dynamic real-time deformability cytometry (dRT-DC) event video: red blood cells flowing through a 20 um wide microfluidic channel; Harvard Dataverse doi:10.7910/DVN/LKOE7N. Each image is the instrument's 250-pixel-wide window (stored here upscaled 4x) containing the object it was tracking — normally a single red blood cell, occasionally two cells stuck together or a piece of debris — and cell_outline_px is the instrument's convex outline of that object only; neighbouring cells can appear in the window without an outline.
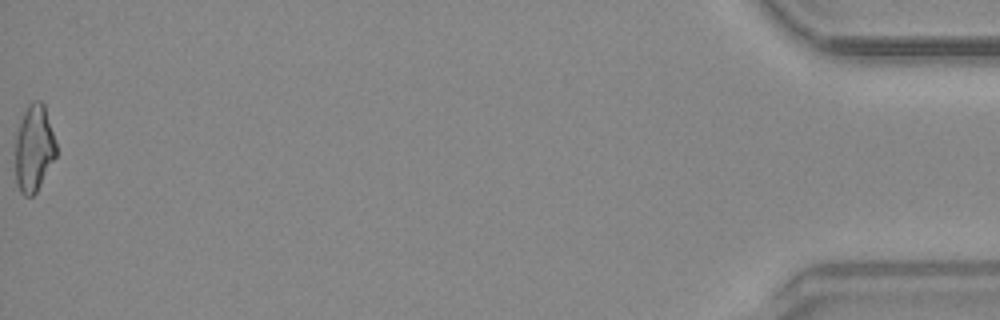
{"species": "common noctule bat (a hibernating species)", "species_latin": "Nyctalus noctula", "temperature_condition": "warm", "stored_images_in_passage": 40, "camera_frame_rate_fps": 3000, "um_per_image_px": 0.085, "animal": {"sex": "male", "body_mass_g": 20.4}, "frame": {"image": 1, "passage_image": 40, "time_ms": 13.0, "image_size_px": [1000, 320], "cell_outline_px": [[56, 156], [36, 192], [32, 196], [24, 196], [20, 192], [16, 184], [12, 152], [16, 136], [24, 112], [28, 104], [36, 100], [40, 100], [44, 104], [56, 144]], "centroid_in_image_um": [2.83, 12.65], "position_along_channel_um": 432.4, "area_um2": 21.04}, "authors_computed_cell_mechanics": {"area_um2": 20.3167, "velocity_mm_per_s": 3.8347, "shape_relaxation_time_tau1_ms": 9.7521, "shape_relaxation_time_tau2_ms": 5.1587, "deformation_change_tau1": 0.2552, "deformation_change_tau2": 0.1782}}